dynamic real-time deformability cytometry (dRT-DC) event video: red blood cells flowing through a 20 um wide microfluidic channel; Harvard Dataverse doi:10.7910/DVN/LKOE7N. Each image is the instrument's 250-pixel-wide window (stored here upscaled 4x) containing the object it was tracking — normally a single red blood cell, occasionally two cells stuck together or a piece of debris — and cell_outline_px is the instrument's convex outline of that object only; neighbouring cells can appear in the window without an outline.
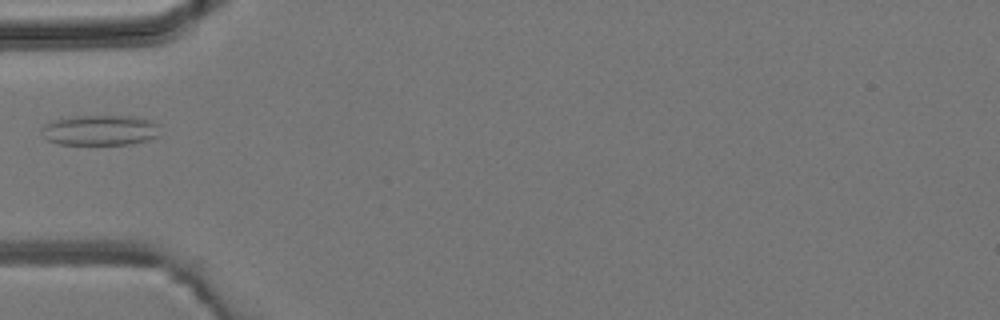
{"species": "common noctule bat (a hibernating species)", "species_latin": "Nyctalus noctula", "temperature_condition": "room temperature", "stored_images_in_passage": 5, "camera_frame_rate_fps": 3000, "um_per_image_px": 0.085, "animal": {"sex": "male", "body_mass_g": 19.2, "forearm_length_mm": 51.8}, "frame": {"image": 1, "passage_image": 5, "time_ms": 5.333, "image_size_px": [1000, 320], "cell_outline_px": [[160, 136], [148, 140], [128, 144], [60, 144], [48, 140], [40, 132], [40, 128], [44, 124], [52, 120], [76, 116], [132, 116], [148, 120], [160, 124]], "centroid_in_image_um": [8.52, 11.06], "position_along_channel_um": 76.5, "area_um2": 21.1}}